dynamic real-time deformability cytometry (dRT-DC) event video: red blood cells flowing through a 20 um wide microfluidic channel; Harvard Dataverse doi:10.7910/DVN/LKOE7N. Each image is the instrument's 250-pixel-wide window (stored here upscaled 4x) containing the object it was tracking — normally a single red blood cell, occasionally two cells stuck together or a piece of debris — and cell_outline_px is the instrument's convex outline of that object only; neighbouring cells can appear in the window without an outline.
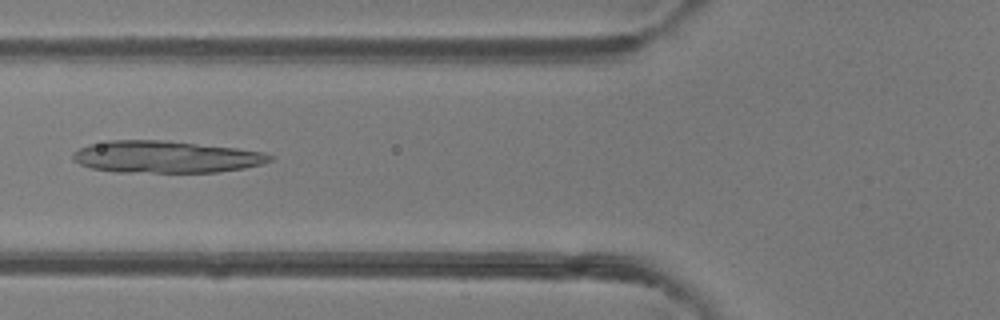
{"species": "common noctule bat (a hibernating species)", "species_latin": "Nyctalus noctula", "temperature_condition": "room temperature", "stored_images_in_passage": 41, "camera_frame_rate_fps": 3000, "um_per_image_px": 0.085, "animal": {"sex": "female"}, "frame": {"image": 1, "passage_image": 12, "time_ms": 3.667, "image_size_px": [1000, 320], "cell_outline_px": [[272, 160], [264, 164], [244, 168], [220, 172], [116, 172], [92, 168], [80, 164], [72, 160], [72, 152], [88, 144], [108, 140], [164, 140], [236, 148], [264, 152], [272, 156]], "centroid_in_image_um": [14.08, 13.33], "position_along_channel_um": 111.7, "area_um2": 36.88}}
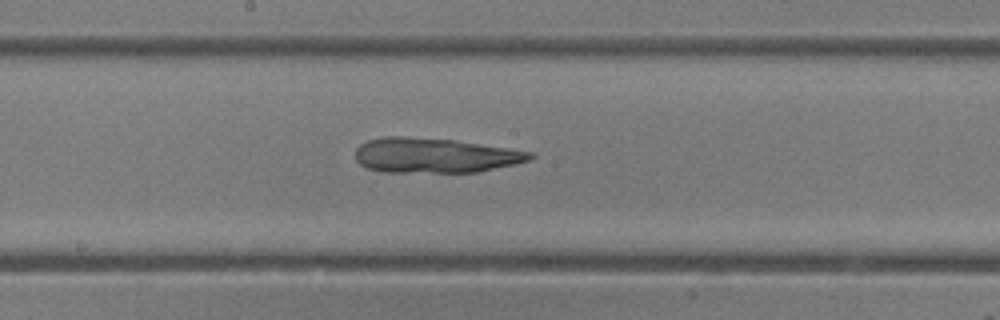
{"frame": {"image": 2, "passage_image": 19, "time_ms": 6.0, "image_size_px": [1000, 320], "cell_outline_px": [[536, 156], [528, 160], [516, 164], [476, 172], [380, 172], [368, 168], [360, 164], [356, 160], [356, 148], [360, 144], [368, 140], [384, 136], [404, 136], [456, 140], [536, 152]], "centroid_in_image_um": [36.98, 13.2], "position_along_channel_um": 211.2, "area_um2": 35.78}}
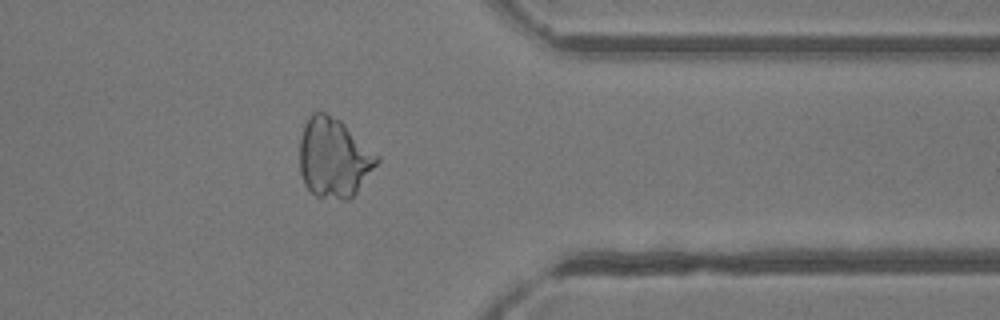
{"frame": {"image": 3, "passage_image": 32, "time_ms": 10.333, "image_size_px": [1000, 320], "cell_outline_px": [[380, 160], [356, 192], [348, 200], [344, 200], [316, 196], [304, 184], [300, 172], [300, 140], [304, 124], [308, 116], [312, 112], [324, 112], [340, 120], [380, 156]], "centroid_in_image_um": [28.37, 13.4], "position_along_channel_um": 383.0, "area_um2": 35.72}}